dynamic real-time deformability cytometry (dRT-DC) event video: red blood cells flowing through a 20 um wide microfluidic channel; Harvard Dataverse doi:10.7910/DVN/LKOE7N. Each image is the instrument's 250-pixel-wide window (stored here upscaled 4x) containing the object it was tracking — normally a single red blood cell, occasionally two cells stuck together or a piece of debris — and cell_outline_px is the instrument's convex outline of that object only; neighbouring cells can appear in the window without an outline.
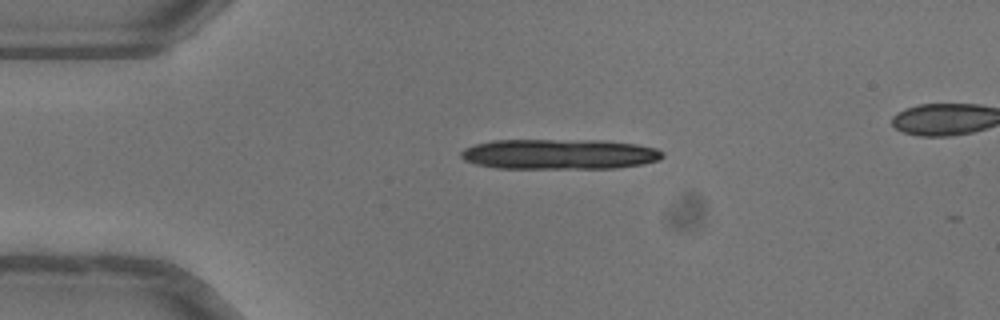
{"species": "common noctule bat (a hibernating species)", "species_latin": "Nyctalus noctula", "temperature_condition": "warm", "stored_images_in_passage": 2, "camera_frame_rate_fps": 3000, "um_per_image_px": 0.085, "animal": {"sex": "female"}, "frame": {"image": 1, "passage_image": 1, "time_ms": 0.0, "image_size_px": [1000, 320], "cell_outline_px": [[664, 156], [660, 160], [644, 164], [616, 168], [496, 168], [476, 164], [464, 160], [460, 156], [460, 152], [464, 148], [476, 144], [492, 140], [604, 140], [636, 144], [656, 148], [664, 152]], "centroid_in_image_um": [47.57, 13.1], "position_along_channel_um": 37.4, "area_um2": 35.84}}